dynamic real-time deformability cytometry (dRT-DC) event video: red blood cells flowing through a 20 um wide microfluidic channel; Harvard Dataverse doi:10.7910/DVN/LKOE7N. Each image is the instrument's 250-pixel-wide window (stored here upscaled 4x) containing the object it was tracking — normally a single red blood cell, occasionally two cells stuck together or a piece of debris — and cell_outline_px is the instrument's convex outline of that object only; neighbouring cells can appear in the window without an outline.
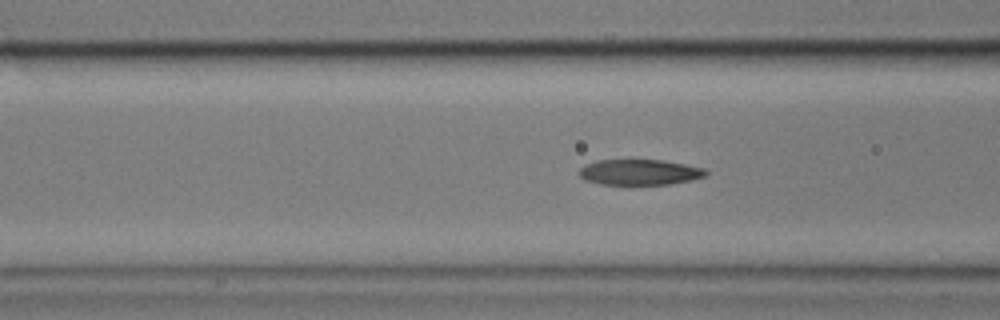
{"species": "common noctule bat (a hibernating species)", "species_latin": "Nyctalus noctula", "temperature_condition": "cold", "stored_images_in_passage": 41, "camera_frame_rate_fps": 3000, "um_per_image_px": 0.085, "animal": {"sex": "male", "body_mass_g": 17.9}, "frame": {"image": 1, "passage_image": 8, "time_ms": 2.333, "image_size_px": [1000, 320], "cell_outline_px": [[708, 172], [704, 176], [692, 180], [672, 184], [600, 184], [584, 180], [576, 172], [584, 164], [596, 160], [664, 160], [704, 168]], "centroid_in_image_um": [54.32, 14.63], "position_along_channel_um": 112.3, "area_um2": 19.02}}
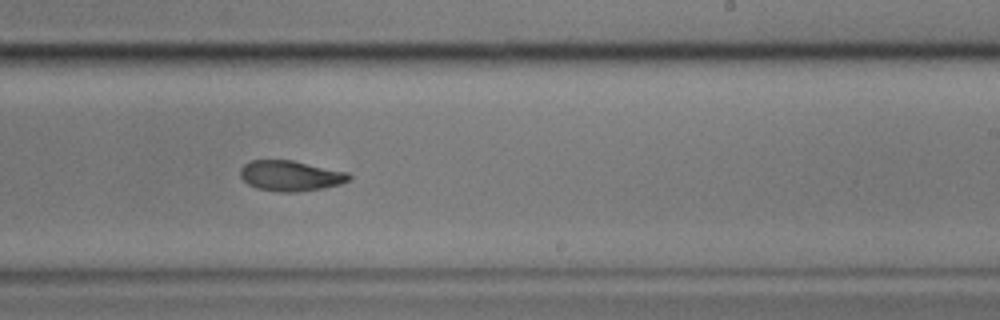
{"frame": {"image": 2, "passage_image": 21, "time_ms": 6.667, "image_size_px": [1000, 320], "cell_outline_px": [[352, 176], [348, 180], [340, 184], [324, 188], [292, 192], [280, 192], [256, 188], [248, 184], [240, 176], [240, 168], [244, 164], [252, 160], [292, 160], [348, 172]], "centroid_in_image_um": [24.68, 14.94], "position_along_channel_um": 264.3, "area_um2": 19.25}}
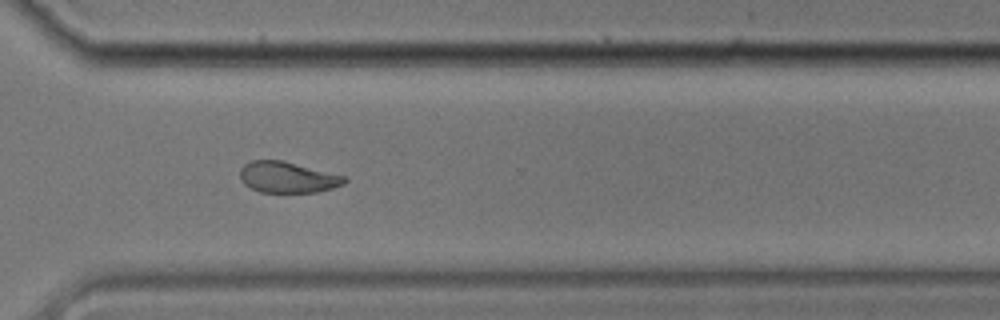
{"frame": {"image": 3, "passage_image": 28, "time_ms": 9.0, "image_size_px": [1000, 320], "cell_outline_px": [[348, 180], [344, 184], [332, 188], [316, 192], [260, 192], [244, 184], [240, 180], [240, 168], [244, 164], [252, 160], [284, 160], [348, 176]], "centroid_in_image_um": [24.47, 15.05], "position_along_channel_um": 346.1, "area_um2": 19.19}}